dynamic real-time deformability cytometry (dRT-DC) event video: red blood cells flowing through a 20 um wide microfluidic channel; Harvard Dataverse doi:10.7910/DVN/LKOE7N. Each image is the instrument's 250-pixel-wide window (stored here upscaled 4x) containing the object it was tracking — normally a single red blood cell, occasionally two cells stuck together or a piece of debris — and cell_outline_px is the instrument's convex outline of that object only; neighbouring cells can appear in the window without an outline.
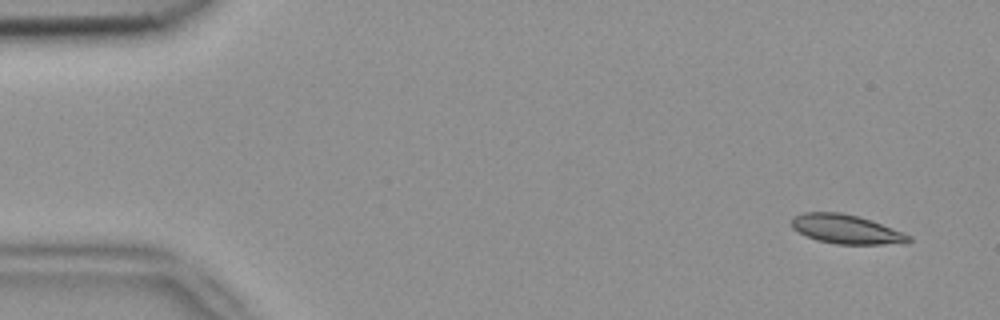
{"species": "common noctule bat (a hibernating species)", "species_latin": "Nyctalus noctula", "temperature_condition": "room temperature", "stored_images_in_passage": 4, "camera_frame_rate_fps": 3000, "um_per_image_px": 0.085, "animal": {"sex": "female", "body_mass_g": 18.4}, "frame": {"image": 1, "passage_image": 1, "time_ms": 0.0, "image_size_px": [1000, 320], "cell_outline_px": [[912, 240], [908, 244], [836, 244], [816, 240], [792, 228], [792, 216], [804, 212], [840, 212], [872, 220], [912, 236]], "centroid_in_image_um": [71.96, 19.49], "position_along_channel_um": 13.0, "area_um2": 19.94}}